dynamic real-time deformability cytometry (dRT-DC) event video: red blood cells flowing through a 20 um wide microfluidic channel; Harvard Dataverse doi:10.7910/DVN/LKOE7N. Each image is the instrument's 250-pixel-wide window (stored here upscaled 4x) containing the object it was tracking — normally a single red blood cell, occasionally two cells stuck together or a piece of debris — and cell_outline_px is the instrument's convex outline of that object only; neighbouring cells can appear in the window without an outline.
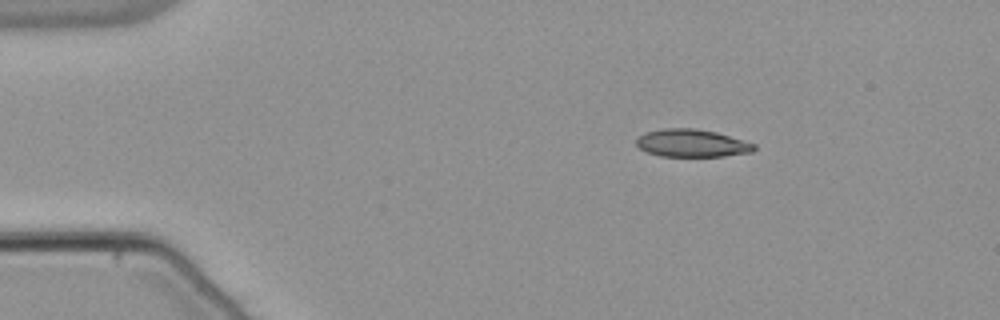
{"species": "common noctule bat (a hibernating species)", "species_latin": "Nyctalus noctula", "temperature_condition": "warm", "stored_images_in_passage": 46, "camera_frame_rate_fps": 3000, "um_per_image_px": 0.085, "animal": {"sex": "male", "body_mass_g": 21.5, "forearm_length_mm": 52.0}, "frame": {"image": 1, "passage_image": 1, "time_ms": 0.0, "image_size_px": [1000, 320], "cell_outline_px": [[756, 148], [752, 152], [724, 156], [660, 156], [644, 152], [636, 144], [636, 140], [644, 132], [664, 128], [692, 128], [716, 132], [756, 144]], "centroid_in_image_um": [58.78, 12.17], "position_along_channel_um": 26.2, "area_um2": 19.02}}
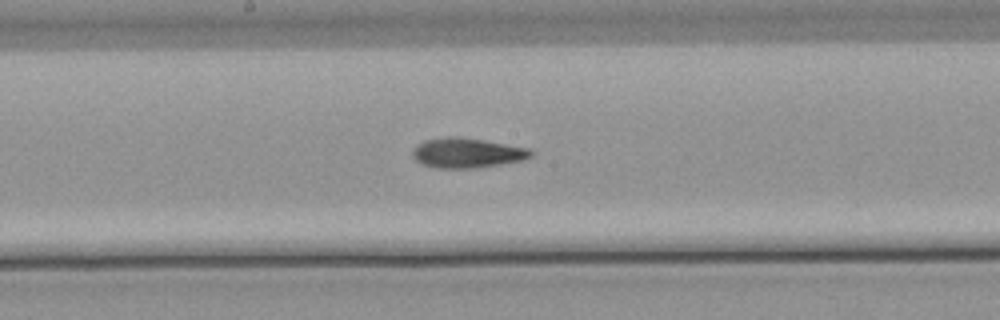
{"frame": {"image": 2, "passage_image": 21, "time_ms": 6.667, "image_size_px": [1000, 320], "cell_outline_px": [[536, 152], [532, 156], [520, 160], [500, 164], [472, 168], [440, 168], [420, 164], [412, 156], [412, 148], [416, 144], [424, 140], [448, 136], [456, 136], [484, 140], [528, 148]], "centroid_in_image_um": [39.65, 12.98], "position_along_channel_um": 208.5, "area_um2": 20.63}}
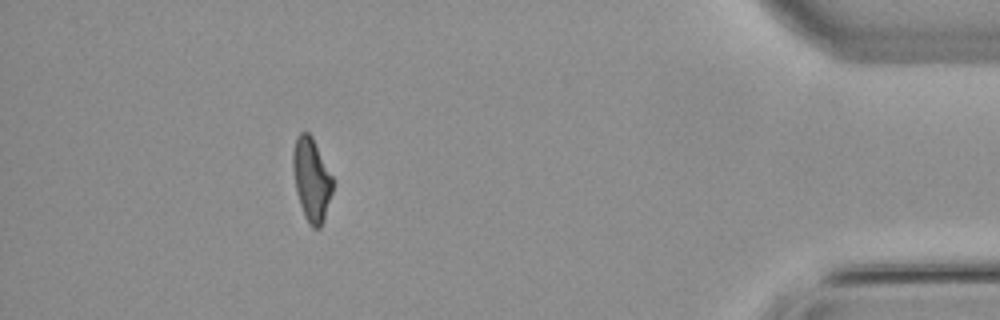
{"frame": {"image": 3, "passage_image": 41, "time_ms": 13.333, "image_size_px": [1000, 320], "cell_outline_px": [[332, 192], [324, 220], [320, 228], [312, 228], [308, 224], [304, 216], [296, 192], [292, 168], [292, 152], [296, 136], [300, 132], [308, 132], [312, 136], [332, 176]], "centroid_in_image_um": [26.45, 15.26], "position_along_channel_um": 408.7, "area_um2": 19.36}, "authors_computed_cell_mechanics": {"area_um2": 19.7676, "velocity_mm_per_s": 3.8112, "shape_relaxation_time_tau1_ms": 7.4625, "shape_relaxation_time_tau2_ms": 4.5222, "deformation_change_tau1": 0.2166, "deformation_change_tau2": 0.1366}}